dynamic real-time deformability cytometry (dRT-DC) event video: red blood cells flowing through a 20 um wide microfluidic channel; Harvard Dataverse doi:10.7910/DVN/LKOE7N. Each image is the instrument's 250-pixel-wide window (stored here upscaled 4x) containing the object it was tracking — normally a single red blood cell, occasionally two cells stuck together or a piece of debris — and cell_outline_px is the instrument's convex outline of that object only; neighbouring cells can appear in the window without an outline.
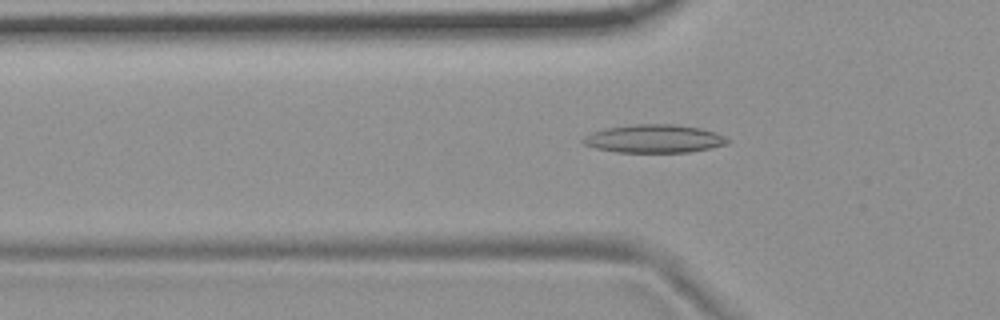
{"species": "common noctule bat (a hibernating species)", "species_latin": "Nyctalus noctula", "temperature_condition": "room temperature", "stored_images_in_passage": 53, "camera_frame_rate_fps": 3000, "um_per_image_px": 0.085, "animal": {"sex": "female", "body_mass_g": 19.9}, "frame": {"image": 1, "passage_image": 17, "time_ms": 5.333, "image_size_px": [1000, 320], "cell_outline_px": [[732, 140], [728, 144], [688, 152], [616, 152], [596, 148], [584, 144], [580, 140], [584, 136], [592, 132], [608, 128], [636, 124], [672, 124], [700, 128], [716, 132]], "centroid_in_image_um": [55.62, 11.79], "position_along_channel_um": 70.2, "area_um2": 23.64}}
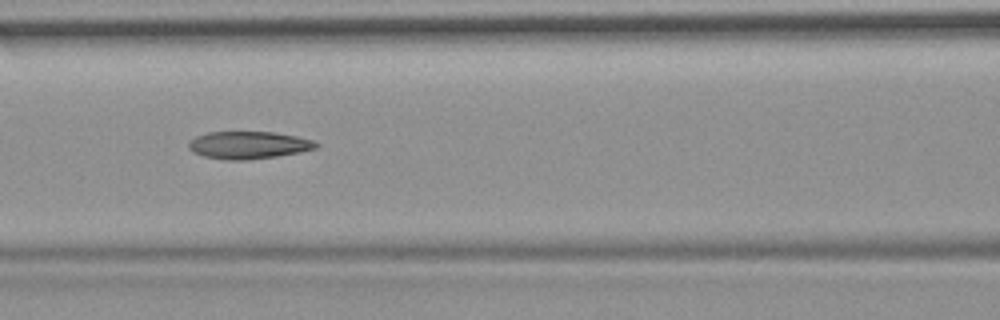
{"frame": {"image": 2, "passage_image": 23, "time_ms": 7.333, "image_size_px": [1000, 320], "cell_outline_px": [[320, 144], [316, 148], [300, 152], [276, 156], [248, 160], [224, 160], [204, 156], [192, 152], [188, 148], [188, 140], [196, 136], [208, 132], [272, 132], [296, 136], [312, 140]], "centroid_in_image_um": [21.08, 12.33], "position_along_channel_um": 145.5, "area_um2": 20.46}}
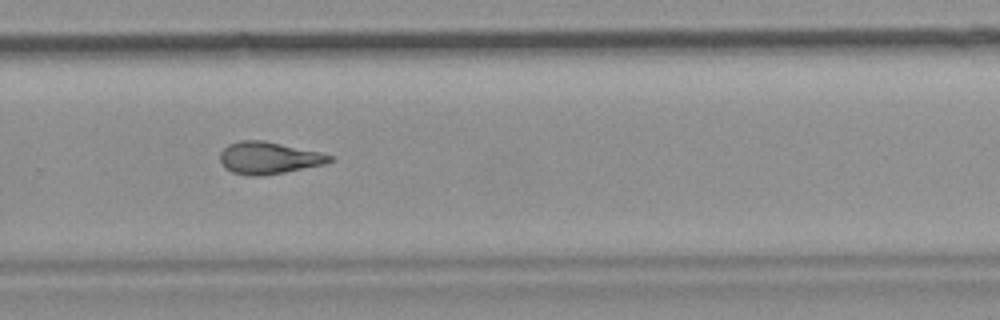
{"frame": {"image": 3, "passage_image": 36, "time_ms": 11.667, "image_size_px": [1000, 320], "cell_outline_px": [[332, 160], [324, 164], [284, 172], [260, 176], [248, 176], [232, 172], [224, 168], [220, 160], [220, 152], [228, 144], [240, 140], [264, 140], [320, 152], [332, 156]], "centroid_in_image_um": [22.79, 13.42], "position_along_channel_um": 307.0, "area_um2": 20.46}, "authors_computed_cell_mechanics": {"area_um2": 20.8658, "velocity_mm_per_s": 3.7465, "shape_relaxation_time_tau1_ms": 8.3666, "shape_relaxation_time_tau2_ms": 3.6186, "deformation_change_tau1": 0.23, "deformation_change_tau2": 0.1354}}